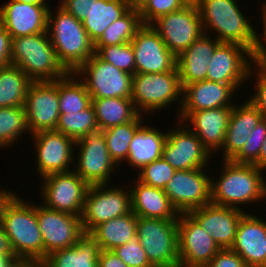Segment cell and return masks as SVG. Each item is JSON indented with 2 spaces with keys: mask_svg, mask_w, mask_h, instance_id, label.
Here are the masks:
<instances>
[{
  "mask_svg": "<svg viewBox=\"0 0 266 267\" xmlns=\"http://www.w3.org/2000/svg\"><path fill=\"white\" fill-rule=\"evenodd\" d=\"M223 162V163H222ZM222 172L211 177V203L237 209L266 199L264 170L255 164L221 161ZM219 180H217V179Z\"/></svg>",
  "mask_w": 266,
  "mask_h": 267,
  "instance_id": "cell-1",
  "label": "cell"
},
{
  "mask_svg": "<svg viewBox=\"0 0 266 267\" xmlns=\"http://www.w3.org/2000/svg\"><path fill=\"white\" fill-rule=\"evenodd\" d=\"M47 33L59 62L68 72H75L95 54L94 43L82 22L59 4L55 12L51 6L49 8Z\"/></svg>",
  "mask_w": 266,
  "mask_h": 267,
  "instance_id": "cell-2",
  "label": "cell"
},
{
  "mask_svg": "<svg viewBox=\"0 0 266 267\" xmlns=\"http://www.w3.org/2000/svg\"><path fill=\"white\" fill-rule=\"evenodd\" d=\"M197 5L205 34L212 36L216 32L213 37L219 42L238 43L250 51L253 49L257 29L237 0H200Z\"/></svg>",
  "mask_w": 266,
  "mask_h": 267,
  "instance_id": "cell-3",
  "label": "cell"
},
{
  "mask_svg": "<svg viewBox=\"0 0 266 267\" xmlns=\"http://www.w3.org/2000/svg\"><path fill=\"white\" fill-rule=\"evenodd\" d=\"M22 198L17 194L11 200L4 211L1 225L17 259L44 261V243L37 220L36 204Z\"/></svg>",
  "mask_w": 266,
  "mask_h": 267,
  "instance_id": "cell-4",
  "label": "cell"
},
{
  "mask_svg": "<svg viewBox=\"0 0 266 267\" xmlns=\"http://www.w3.org/2000/svg\"><path fill=\"white\" fill-rule=\"evenodd\" d=\"M11 65L32 81H55L69 73L59 62L47 32L11 38Z\"/></svg>",
  "mask_w": 266,
  "mask_h": 267,
  "instance_id": "cell-5",
  "label": "cell"
},
{
  "mask_svg": "<svg viewBox=\"0 0 266 267\" xmlns=\"http://www.w3.org/2000/svg\"><path fill=\"white\" fill-rule=\"evenodd\" d=\"M131 99L140 114L153 115V112L172 107L178 103L179 113L182 102V86L177 66L163 73H135L132 77Z\"/></svg>",
  "mask_w": 266,
  "mask_h": 267,
  "instance_id": "cell-6",
  "label": "cell"
},
{
  "mask_svg": "<svg viewBox=\"0 0 266 267\" xmlns=\"http://www.w3.org/2000/svg\"><path fill=\"white\" fill-rule=\"evenodd\" d=\"M117 185L89 187L80 216L84 233L89 234L96 226L132 211L131 192L127 189L130 185Z\"/></svg>",
  "mask_w": 266,
  "mask_h": 267,
  "instance_id": "cell-7",
  "label": "cell"
},
{
  "mask_svg": "<svg viewBox=\"0 0 266 267\" xmlns=\"http://www.w3.org/2000/svg\"><path fill=\"white\" fill-rule=\"evenodd\" d=\"M136 235L153 266L179 267L177 220L138 217Z\"/></svg>",
  "mask_w": 266,
  "mask_h": 267,
  "instance_id": "cell-8",
  "label": "cell"
},
{
  "mask_svg": "<svg viewBox=\"0 0 266 267\" xmlns=\"http://www.w3.org/2000/svg\"><path fill=\"white\" fill-rule=\"evenodd\" d=\"M78 154H74L73 170L89 186L109 184L113 171L119 168L111 159L102 131L85 135L75 141ZM112 176V177H111Z\"/></svg>",
  "mask_w": 266,
  "mask_h": 267,
  "instance_id": "cell-9",
  "label": "cell"
},
{
  "mask_svg": "<svg viewBox=\"0 0 266 267\" xmlns=\"http://www.w3.org/2000/svg\"><path fill=\"white\" fill-rule=\"evenodd\" d=\"M41 179L38 191L41 204L59 212L81 216L90 186L74 170L49 174Z\"/></svg>",
  "mask_w": 266,
  "mask_h": 267,
  "instance_id": "cell-10",
  "label": "cell"
},
{
  "mask_svg": "<svg viewBox=\"0 0 266 267\" xmlns=\"http://www.w3.org/2000/svg\"><path fill=\"white\" fill-rule=\"evenodd\" d=\"M74 73L85 84L91 98H131L133 75L103 61L96 54Z\"/></svg>",
  "mask_w": 266,
  "mask_h": 267,
  "instance_id": "cell-11",
  "label": "cell"
},
{
  "mask_svg": "<svg viewBox=\"0 0 266 267\" xmlns=\"http://www.w3.org/2000/svg\"><path fill=\"white\" fill-rule=\"evenodd\" d=\"M151 26L176 57L204 33L200 11L195 4H187L178 11L161 16Z\"/></svg>",
  "mask_w": 266,
  "mask_h": 267,
  "instance_id": "cell-12",
  "label": "cell"
},
{
  "mask_svg": "<svg viewBox=\"0 0 266 267\" xmlns=\"http://www.w3.org/2000/svg\"><path fill=\"white\" fill-rule=\"evenodd\" d=\"M29 134L56 130L59 109V80L32 81L24 102Z\"/></svg>",
  "mask_w": 266,
  "mask_h": 267,
  "instance_id": "cell-13",
  "label": "cell"
},
{
  "mask_svg": "<svg viewBox=\"0 0 266 267\" xmlns=\"http://www.w3.org/2000/svg\"><path fill=\"white\" fill-rule=\"evenodd\" d=\"M207 168L175 171L164 192L178 213L211 203V175Z\"/></svg>",
  "mask_w": 266,
  "mask_h": 267,
  "instance_id": "cell-14",
  "label": "cell"
},
{
  "mask_svg": "<svg viewBox=\"0 0 266 267\" xmlns=\"http://www.w3.org/2000/svg\"><path fill=\"white\" fill-rule=\"evenodd\" d=\"M174 129L167 130V139L163 148L162 158L176 171L210 168L207 165L213 160L212 154L201 140L183 122L176 120ZM177 127V128H176Z\"/></svg>",
  "mask_w": 266,
  "mask_h": 267,
  "instance_id": "cell-15",
  "label": "cell"
},
{
  "mask_svg": "<svg viewBox=\"0 0 266 267\" xmlns=\"http://www.w3.org/2000/svg\"><path fill=\"white\" fill-rule=\"evenodd\" d=\"M35 146L36 173L46 175L73 170L75 141L57 130L41 131L31 135Z\"/></svg>",
  "mask_w": 266,
  "mask_h": 267,
  "instance_id": "cell-16",
  "label": "cell"
},
{
  "mask_svg": "<svg viewBox=\"0 0 266 267\" xmlns=\"http://www.w3.org/2000/svg\"><path fill=\"white\" fill-rule=\"evenodd\" d=\"M36 215L44 243V260L52 252L73 247L85 234L80 216L36 204Z\"/></svg>",
  "mask_w": 266,
  "mask_h": 267,
  "instance_id": "cell-17",
  "label": "cell"
},
{
  "mask_svg": "<svg viewBox=\"0 0 266 267\" xmlns=\"http://www.w3.org/2000/svg\"><path fill=\"white\" fill-rule=\"evenodd\" d=\"M179 267H205L221 249L189 213H179Z\"/></svg>",
  "mask_w": 266,
  "mask_h": 267,
  "instance_id": "cell-18",
  "label": "cell"
},
{
  "mask_svg": "<svg viewBox=\"0 0 266 267\" xmlns=\"http://www.w3.org/2000/svg\"><path fill=\"white\" fill-rule=\"evenodd\" d=\"M252 65L250 50L238 43L221 42L208 64L206 80L225 84H248V73Z\"/></svg>",
  "mask_w": 266,
  "mask_h": 267,
  "instance_id": "cell-19",
  "label": "cell"
},
{
  "mask_svg": "<svg viewBox=\"0 0 266 267\" xmlns=\"http://www.w3.org/2000/svg\"><path fill=\"white\" fill-rule=\"evenodd\" d=\"M135 73H163L176 67V56L151 25H142L131 41Z\"/></svg>",
  "mask_w": 266,
  "mask_h": 267,
  "instance_id": "cell-20",
  "label": "cell"
},
{
  "mask_svg": "<svg viewBox=\"0 0 266 267\" xmlns=\"http://www.w3.org/2000/svg\"><path fill=\"white\" fill-rule=\"evenodd\" d=\"M232 110L233 106H223L199 111H179L175 119L179 118L193 131L212 155L218 151L220 154Z\"/></svg>",
  "mask_w": 266,
  "mask_h": 267,
  "instance_id": "cell-21",
  "label": "cell"
},
{
  "mask_svg": "<svg viewBox=\"0 0 266 267\" xmlns=\"http://www.w3.org/2000/svg\"><path fill=\"white\" fill-rule=\"evenodd\" d=\"M49 4L9 0L0 6V22L11 38L47 32Z\"/></svg>",
  "mask_w": 266,
  "mask_h": 267,
  "instance_id": "cell-22",
  "label": "cell"
},
{
  "mask_svg": "<svg viewBox=\"0 0 266 267\" xmlns=\"http://www.w3.org/2000/svg\"><path fill=\"white\" fill-rule=\"evenodd\" d=\"M246 212L249 211L210 203L188 213L224 249L234 245L238 223Z\"/></svg>",
  "mask_w": 266,
  "mask_h": 267,
  "instance_id": "cell-23",
  "label": "cell"
},
{
  "mask_svg": "<svg viewBox=\"0 0 266 267\" xmlns=\"http://www.w3.org/2000/svg\"><path fill=\"white\" fill-rule=\"evenodd\" d=\"M257 215L246 212L241 217L231 247L247 267H266V221Z\"/></svg>",
  "mask_w": 266,
  "mask_h": 267,
  "instance_id": "cell-24",
  "label": "cell"
},
{
  "mask_svg": "<svg viewBox=\"0 0 266 267\" xmlns=\"http://www.w3.org/2000/svg\"><path fill=\"white\" fill-rule=\"evenodd\" d=\"M242 86L244 84H225L208 80L187 84L182 87V102L179 111H199L234 106L235 98L232 97L241 90Z\"/></svg>",
  "mask_w": 266,
  "mask_h": 267,
  "instance_id": "cell-25",
  "label": "cell"
},
{
  "mask_svg": "<svg viewBox=\"0 0 266 267\" xmlns=\"http://www.w3.org/2000/svg\"><path fill=\"white\" fill-rule=\"evenodd\" d=\"M216 38L203 33L185 51L176 57L181 86L206 80L208 64L216 47Z\"/></svg>",
  "mask_w": 266,
  "mask_h": 267,
  "instance_id": "cell-26",
  "label": "cell"
},
{
  "mask_svg": "<svg viewBox=\"0 0 266 267\" xmlns=\"http://www.w3.org/2000/svg\"><path fill=\"white\" fill-rule=\"evenodd\" d=\"M263 120L260 111L248 100L234 104L221 148V160H231L245 145L249 133ZM223 150V151H222Z\"/></svg>",
  "mask_w": 266,
  "mask_h": 267,
  "instance_id": "cell-27",
  "label": "cell"
},
{
  "mask_svg": "<svg viewBox=\"0 0 266 267\" xmlns=\"http://www.w3.org/2000/svg\"><path fill=\"white\" fill-rule=\"evenodd\" d=\"M135 183V184H134ZM131 185V210L137 217L178 220L179 213L164 190L145 185L136 178Z\"/></svg>",
  "mask_w": 266,
  "mask_h": 267,
  "instance_id": "cell-28",
  "label": "cell"
},
{
  "mask_svg": "<svg viewBox=\"0 0 266 267\" xmlns=\"http://www.w3.org/2000/svg\"><path fill=\"white\" fill-rule=\"evenodd\" d=\"M166 139L167 131L164 132L148 123L142 124L130 142L126 165L140 171L147 164L162 158Z\"/></svg>",
  "mask_w": 266,
  "mask_h": 267,
  "instance_id": "cell-29",
  "label": "cell"
},
{
  "mask_svg": "<svg viewBox=\"0 0 266 267\" xmlns=\"http://www.w3.org/2000/svg\"><path fill=\"white\" fill-rule=\"evenodd\" d=\"M101 248L85 233L73 246L52 252L44 260L47 267H97Z\"/></svg>",
  "mask_w": 266,
  "mask_h": 267,
  "instance_id": "cell-30",
  "label": "cell"
},
{
  "mask_svg": "<svg viewBox=\"0 0 266 267\" xmlns=\"http://www.w3.org/2000/svg\"><path fill=\"white\" fill-rule=\"evenodd\" d=\"M138 217L131 211L96 226L89 234L101 250H113L128 242L137 233Z\"/></svg>",
  "mask_w": 266,
  "mask_h": 267,
  "instance_id": "cell-31",
  "label": "cell"
},
{
  "mask_svg": "<svg viewBox=\"0 0 266 267\" xmlns=\"http://www.w3.org/2000/svg\"><path fill=\"white\" fill-rule=\"evenodd\" d=\"M132 6L126 0H92V8L82 25L95 43L105 29L123 16Z\"/></svg>",
  "mask_w": 266,
  "mask_h": 267,
  "instance_id": "cell-32",
  "label": "cell"
},
{
  "mask_svg": "<svg viewBox=\"0 0 266 267\" xmlns=\"http://www.w3.org/2000/svg\"><path fill=\"white\" fill-rule=\"evenodd\" d=\"M100 131L133 121L140 113L131 98H91Z\"/></svg>",
  "mask_w": 266,
  "mask_h": 267,
  "instance_id": "cell-33",
  "label": "cell"
},
{
  "mask_svg": "<svg viewBox=\"0 0 266 267\" xmlns=\"http://www.w3.org/2000/svg\"><path fill=\"white\" fill-rule=\"evenodd\" d=\"M32 80L17 66L0 68V108L24 106Z\"/></svg>",
  "mask_w": 266,
  "mask_h": 267,
  "instance_id": "cell-34",
  "label": "cell"
},
{
  "mask_svg": "<svg viewBox=\"0 0 266 267\" xmlns=\"http://www.w3.org/2000/svg\"><path fill=\"white\" fill-rule=\"evenodd\" d=\"M144 117V115L139 114L131 122L113 126L102 131L110 157L118 167L122 164L121 162H126L130 142L132 141L136 130L144 124V120H146Z\"/></svg>",
  "mask_w": 266,
  "mask_h": 267,
  "instance_id": "cell-35",
  "label": "cell"
},
{
  "mask_svg": "<svg viewBox=\"0 0 266 267\" xmlns=\"http://www.w3.org/2000/svg\"><path fill=\"white\" fill-rule=\"evenodd\" d=\"M142 25L138 7H131L105 29L94 46H111L131 42Z\"/></svg>",
  "mask_w": 266,
  "mask_h": 267,
  "instance_id": "cell-36",
  "label": "cell"
},
{
  "mask_svg": "<svg viewBox=\"0 0 266 267\" xmlns=\"http://www.w3.org/2000/svg\"><path fill=\"white\" fill-rule=\"evenodd\" d=\"M91 104V96L85 84L74 72H69L59 79V109L60 114L84 110Z\"/></svg>",
  "mask_w": 266,
  "mask_h": 267,
  "instance_id": "cell-37",
  "label": "cell"
},
{
  "mask_svg": "<svg viewBox=\"0 0 266 267\" xmlns=\"http://www.w3.org/2000/svg\"><path fill=\"white\" fill-rule=\"evenodd\" d=\"M25 133L29 134L24 107L0 108V149L13 147Z\"/></svg>",
  "mask_w": 266,
  "mask_h": 267,
  "instance_id": "cell-38",
  "label": "cell"
},
{
  "mask_svg": "<svg viewBox=\"0 0 266 267\" xmlns=\"http://www.w3.org/2000/svg\"><path fill=\"white\" fill-rule=\"evenodd\" d=\"M56 130L71 137L74 141L99 131L92 104L81 111L60 114Z\"/></svg>",
  "mask_w": 266,
  "mask_h": 267,
  "instance_id": "cell-39",
  "label": "cell"
},
{
  "mask_svg": "<svg viewBox=\"0 0 266 267\" xmlns=\"http://www.w3.org/2000/svg\"><path fill=\"white\" fill-rule=\"evenodd\" d=\"M94 51L103 61L113 64L126 73L135 74V54L131 42L111 46H94Z\"/></svg>",
  "mask_w": 266,
  "mask_h": 267,
  "instance_id": "cell-40",
  "label": "cell"
},
{
  "mask_svg": "<svg viewBox=\"0 0 266 267\" xmlns=\"http://www.w3.org/2000/svg\"><path fill=\"white\" fill-rule=\"evenodd\" d=\"M175 171L168 162L160 158L137 171L138 175L135 178L145 185L164 190Z\"/></svg>",
  "mask_w": 266,
  "mask_h": 267,
  "instance_id": "cell-41",
  "label": "cell"
},
{
  "mask_svg": "<svg viewBox=\"0 0 266 267\" xmlns=\"http://www.w3.org/2000/svg\"><path fill=\"white\" fill-rule=\"evenodd\" d=\"M266 139V119L261 120L249 133L242 149L231 159L235 163L254 164L259 159L262 144Z\"/></svg>",
  "mask_w": 266,
  "mask_h": 267,
  "instance_id": "cell-42",
  "label": "cell"
},
{
  "mask_svg": "<svg viewBox=\"0 0 266 267\" xmlns=\"http://www.w3.org/2000/svg\"><path fill=\"white\" fill-rule=\"evenodd\" d=\"M184 0H145L139 7L142 24L151 25L161 16L182 9Z\"/></svg>",
  "mask_w": 266,
  "mask_h": 267,
  "instance_id": "cell-43",
  "label": "cell"
},
{
  "mask_svg": "<svg viewBox=\"0 0 266 267\" xmlns=\"http://www.w3.org/2000/svg\"><path fill=\"white\" fill-rule=\"evenodd\" d=\"M128 267H153L136 236L112 250Z\"/></svg>",
  "mask_w": 266,
  "mask_h": 267,
  "instance_id": "cell-44",
  "label": "cell"
},
{
  "mask_svg": "<svg viewBox=\"0 0 266 267\" xmlns=\"http://www.w3.org/2000/svg\"><path fill=\"white\" fill-rule=\"evenodd\" d=\"M252 77L253 81L256 80L253 87L255 93L248 100L260 111L263 119H266V65L253 64L248 73V81Z\"/></svg>",
  "mask_w": 266,
  "mask_h": 267,
  "instance_id": "cell-45",
  "label": "cell"
},
{
  "mask_svg": "<svg viewBox=\"0 0 266 267\" xmlns=\"http://www.w3.org/2000/svg\"><path fill=\"white\" fill-rule=\"evenodd\" d=\"M262 8L261 18L262 20V31L255 32V42L253 49L251 50L252 63L255 65H266V2L260 5Z\"/></svg>",
  "mask_w": 266,
  "mask_h": 267,
  "instance_id": "cell-46",
  "label": "cell"
},
{
  "mask_svg": "<svg viewBox=\"0 0 266 267\" xmlns=\"http://www.w3.org/2000/svg\"><path fill=\"white\" fill-rule=\"evenodd\" d=\"M205 267H247V265L231 248H224L220 249Z\"/></svg>",
  "mask_w": 266,
  "mask_h": 267,
  "instance_id": "cell-47",
  "label": "cell"
},
{
  "mask_svg": "<svg viewBox=\"0 0 266 267\" xmlns=\"http://www.w3.org/2000/svg\"><path fill=\"white\" fill-rule=\"evenodd\" d=\"M59 5L79 21L85 19L92 8V0H59Z\"/></svg>",
  "mask_w": 266,
  "mask_h": 267,
  "instance_id": "cell-48",
  "label": "cell"
},
{
  "mask_svg": "<svg viewBox=\"0 0 266 267\" xmlns=\"http://www.w3.org/2000/svg\"><path fill=\"white\" fill-rule=\"evenodd\" d=\"M11 65V37L0 22V68Z\"/></svg>",
  "mask_w": 266,
  "mask_h": 267,
  "instance_id": "cell-49",
  "label": "cell"
},
{
  "mask_svg": "<svg viewBox=\"0 0 266 267\" xmlns=\"http://www.w3.org/2000/svg\"><path fill=\"white\" fill-rule=\"evenodd\" d=\"M97 267H128L113 251L101 250Z\"/></svg>",
  "mask_w": 266,
  "mask_h": 267,
  "instance_id": "cell-50",
  "label": "cell"
},
{
  "mask_svg": "<svg viewBox=\"0 0 266 267\" xmlns=\"http://www.w3.org/2000/svg\"><path fill=\"white\" fill-rule=\"evenodd\" d=\"M11 189L3 188L0 189V225L2 224V219L4 216V211L11 200L17 195L14 191H10Z\"/></svg>",
  "mask_w": 266,
  "mask_h": 267,
  "instance_id": "cell-51",
  "label": "cell"
},
{
  "mask_svg": "<svg viewBox=\"0 0 266 267\" xmlns=\"http://www.w3.org/2000/svg\"><path fill=\"white\" fill-rule=\"evenodd\" d=\"M0 255H14L2 225H0Z\"/></svg>",
  "mask_w": 266,
  "mask_h": 267,
  "instance_id": "cell-52",
  "label": "cell"
},
{
  "mask_svg": "<svg viewBox=\"0 0 266 267\" xmlns=\"http://www.w3.org/2000/svg\"><path fill=\"white\" fill-rule=\"evenodd\" d=\"M20 261L14 255H0V267H15Z\"/></svg>",
  "mask_w": 266,
  "mask_h": 267,
  "instance_id": "cell-53",
  "label": "cell"
},
{
  "mask_svg": "<svg viewBox=\"0 0 266 267\" xmlns=\"http://www.w3.org/2000/svg\"><path fill=\"white\" fill-rule=\"evenodd\" d=\"M259 169L266 170V139L262 144L259 159L254 163Z\"/></svg>",
  "mask_w": 266,
  "mask_h": 267,
  "instance_id": "cell-54",
  "label": "cell"
},
{
  "mask_svg": "<svg viewBox=\"0 0 266 267\" xmlns=\"http://www.w3.org/2000/svg\"><path fill=\"white\" fill-rule=\"evenodd\" d=\"M15 267H47L45 261L21 260Z\"/></svg>",
  "mask_w": 266,
  "mask_h": 267,
  "instance_id": "cell-55",
  "label": "cell"
},
{
  "mask_svg": "<svg viewBox=\"0 0 266 267\" xmlns=\"http://www.w3.org/2000/svg\"><path fill=\"white\" fill-rule=\"evenodd\" d=\"M29 4H49L47 0H17Z\"/></svg>",
  "mask_w": 266,
  "mask_h": 267,
  "instance_id": "cell-56",
  "label": "cell"
},
{
  "mask_svg": "<svg viewBox=\"0 0 266 267\" xmlns=\"http://www.w3.org/2000/svg\"><path fill=\"white\" fill-rule=\"evenodd\" d=\"M132 7H139L145 0H126Z\"/></svg>",
  "mask_w": 266,
  "mask_h": 267,
  "instance_id": "cell-57",
  "label": "cell"
},
{
  "mask_svg": "<svg viewBox=\"0 0 266 267\" xmlns=\"http://www.w3.org/2000/svg\"><path fill=\"white\" fill-rule=\"evenodd\" d=\"M186 4H195L197 5L200 0H184Z\"/></svg>",
  "mask_w": 266,
  "mask_h": 267,
  "instance_id": "cell-58",
  "label": "cell"
}]
</instances>
